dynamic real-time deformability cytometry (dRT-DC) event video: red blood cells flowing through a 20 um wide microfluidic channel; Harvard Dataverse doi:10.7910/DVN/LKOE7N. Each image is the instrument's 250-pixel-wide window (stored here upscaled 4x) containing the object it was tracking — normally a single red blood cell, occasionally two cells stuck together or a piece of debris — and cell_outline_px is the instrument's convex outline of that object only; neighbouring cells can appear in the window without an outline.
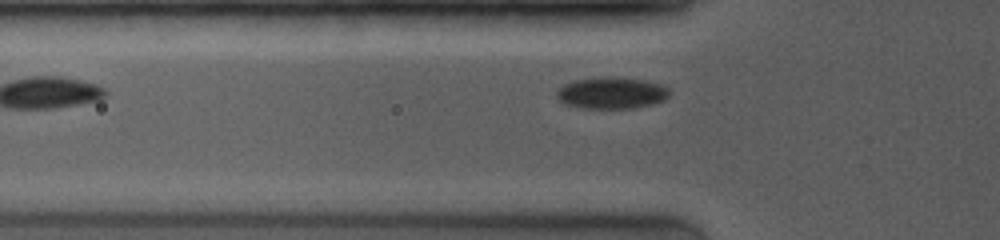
{"species": "common noctule bat (a hibernating species)", "species_latin": "Nyctalus noctula", "temperature_condition": "room temperature", "stored_images_in_passage": 5, "camera_frame_rate_fps": 4000, "um_per_image_px": 0.085, "animal": {"sex": "female", "body_mass_g": 19.0, "forearm_length_mm": 53.3}, "frame": {"image": 1, "passage_image": 5, "time_ms": 2.75, "image_size_px": [1000, 240], "cell_outline_px": [[668, 96], [664, 100], [652, 104], [632, 108], [580, 108], [564, 104], [556, 96], [556, 88], [564, 84], [576, 80], [600, 76], [620, 76], [644, 80], [660, 84], [668, 88]], "centroid_in_image_um": [51.94, 7.88], "position_along_channel_um": 73.9, "area_um2": 21.04}}